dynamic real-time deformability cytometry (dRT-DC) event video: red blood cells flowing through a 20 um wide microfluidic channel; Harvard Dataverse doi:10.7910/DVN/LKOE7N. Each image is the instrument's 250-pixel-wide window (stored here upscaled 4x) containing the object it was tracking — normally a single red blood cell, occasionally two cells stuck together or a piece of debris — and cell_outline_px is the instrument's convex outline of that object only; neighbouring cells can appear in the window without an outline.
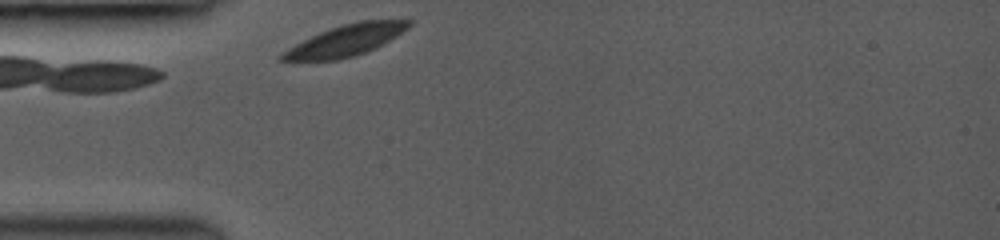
{"species": "common noctule bat (a hibernating species)", "species_latin": "Nyctalus noctula", "temperature_condition": "room temperature", "stored_images_in_passage": 1, "camera_frame_rate_fps": 3000, "um_per_image_px": 0.085, "animal": {"sex": "female", "body_mass_g": 19.0, "forearm_length_mm": 53.3}, "frame": {"image": 1, "passage_image": 1, "time_ms": 0.0, "image_size_px": [1000, 240], "cell_outline_px": [[412, 24], [408, 28], [396, 36], [376, 48], [340, 60], [276, 60], [276, 56], [288, 48], [320, 32], [344, 24], [360, 20], [412, 20]], "centroid_in_image_um": [29.37, 3.44], "position_along_channel_um": 55.6, "area_um2": 22.72}}